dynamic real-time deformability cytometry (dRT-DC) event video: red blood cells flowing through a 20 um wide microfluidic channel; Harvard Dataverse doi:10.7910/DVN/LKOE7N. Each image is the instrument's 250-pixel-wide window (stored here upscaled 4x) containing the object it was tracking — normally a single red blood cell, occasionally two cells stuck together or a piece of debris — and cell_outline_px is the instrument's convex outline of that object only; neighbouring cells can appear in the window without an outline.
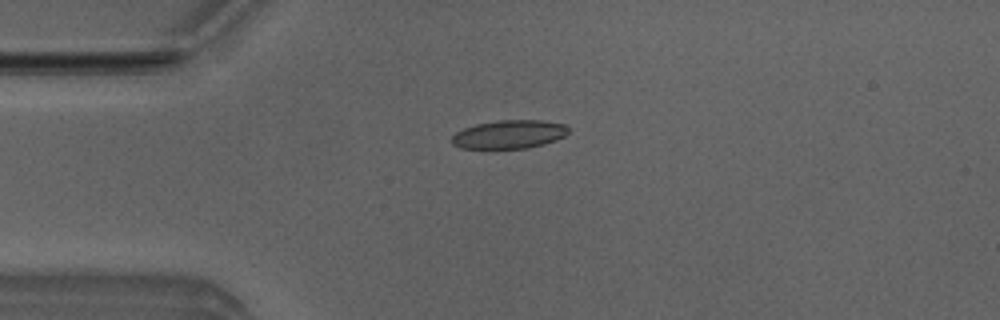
{"species": "Egyptian fruit bat (a non-hibernating species)", "species_latin": "Rousettus aegyptiacus", "temperature_condition": "room temperature", "stored_images_in_passage": 4, "camera_frame_rate_fps": 3000, "um_per_image_px": 0.085, "animal": {"sex": "male"}, "frame": {"image": 1, "passage_image": 1, "time_ms": 0.0, "image_size_px": [1000, 320], "cell_outline_px": [[568, 132], [564, 136], [556, 140], [544, 144], [528, 148], [460, 148], [452, 144], [452, 136], [456, 132], [464, 128], [476, 124], [500, 120], [540, 120], [564, 124], [568, 128]], "centroid_in_image_um": [43.28, 11.42], "position_along_channel_um": 41.7, "area_um2": 19.25}}